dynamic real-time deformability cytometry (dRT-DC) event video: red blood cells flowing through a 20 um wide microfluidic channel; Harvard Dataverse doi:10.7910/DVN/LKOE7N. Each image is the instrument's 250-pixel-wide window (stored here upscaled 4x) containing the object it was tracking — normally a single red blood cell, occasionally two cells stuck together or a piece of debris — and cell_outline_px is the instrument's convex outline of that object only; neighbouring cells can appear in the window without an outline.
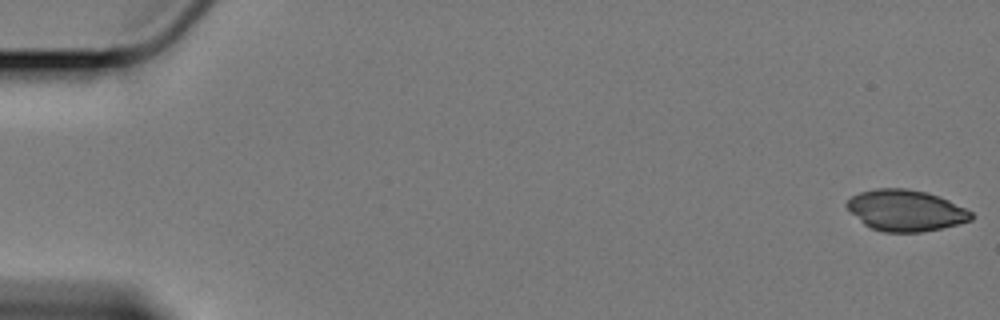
{"species": "Egyptian fruit bat (a non-hibernating species)", "species_latin": "Rousettus aegyptiacus", "temperature_condition": "cold", "stored_images_in_passage": 59, "camera_frame_rate_fps": 3000, "um_per_image_px": 0.085, "animal": {"sex": "female"}, "frame": {"image": 1, "passage_image": 1, "time_ms": 0.0, "image_size_px": [1000, 320], "cell_outline_px": [[972, 220], [940, 228], [920, 232], [884, 232], [872, 228], [864, 224], [844, 204], [852, 196], [860, 192], [876, 188], [904, 188], [924, 192], [940, 196], [972, 212]], "centroid_in_image_um": [76.97, 17.88], "position_along_channel_um": 8.0, "area_um2": 29.48}}
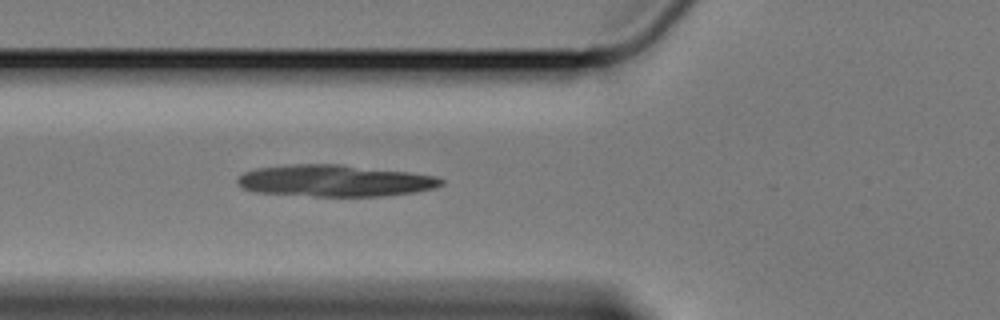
{"frame": {"image": 2, "passage_image": 22, "time_ms": 7.0, "image_size_px": [1000, 320], "cell_outline_px": [[444, 184], [432, 188], [412, 192], [380, 196], [312, 196], [252, 192], [244, 188], [236, 180], [244, 172], [256, 168], [288, 164], [340, 164], [408, 172], [436, 176], [444, 180]], "centroid_in_image_um": [28.42, 15.36], "position_along_channel_um": 97.4, "area_um2": 37.51}}
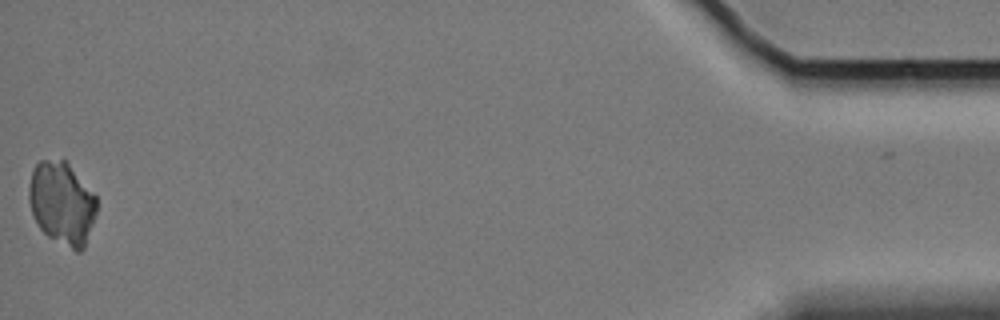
{"frame": {"image": 3, "passage_image": 59, "time_ms": 19.333, "image_size_px": [1000, 320], "cell_outline_px": [[96, 212], [84, 248], [80, 252], [76, 252], [48, 236], [40, 228], [32, 212], [28, 200], [28, 188], [32, 168], [40, 160], [64, 160], [68, 164], [96, 196]], "centroid_in_image_um": [5.24, 17.28], "position_along_channel_um": 430.0, "area_um2": 32.43}}